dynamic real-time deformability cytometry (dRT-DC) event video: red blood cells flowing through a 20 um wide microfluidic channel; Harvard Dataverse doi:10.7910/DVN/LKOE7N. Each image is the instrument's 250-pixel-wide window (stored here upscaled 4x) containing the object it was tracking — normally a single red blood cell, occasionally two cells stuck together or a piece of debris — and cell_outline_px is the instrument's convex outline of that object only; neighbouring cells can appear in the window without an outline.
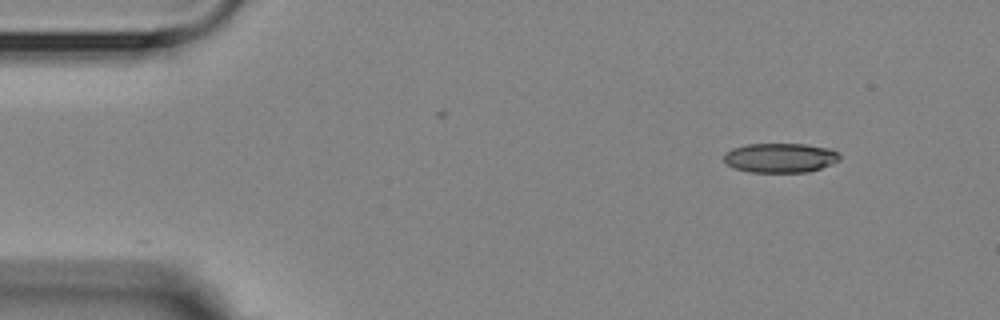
{"species": "Egyptian fruit bat (a non-hibernating species)", "species_latin": "Rousettus aegyptiacus", "temperature_condition": "room temperature", "stored_images_in_passage": 4, "segment_of_instrument_passage": [2, 2], "camera_frame_rate_fps": 3000, "um_per_image_px": 0.085, "animal": {"sex": "female"}, "frame": {"image": 1, "passage_image": 4, "time_ms": 4.333, "image_size_px": [1000, 320], "cell_outline_px": [[840, 160], [832, 164], [808, 172], [748, 172], [736, 168], [728, 164], [724, 160], [724, 152], [732, 148], [748, 144], [804, 144], [832, 148], [840, 156]], "centroid_in_image_um": [66.33, 13.41], "position_along_channel_um": 18.7, "area_um2": 19.94}}